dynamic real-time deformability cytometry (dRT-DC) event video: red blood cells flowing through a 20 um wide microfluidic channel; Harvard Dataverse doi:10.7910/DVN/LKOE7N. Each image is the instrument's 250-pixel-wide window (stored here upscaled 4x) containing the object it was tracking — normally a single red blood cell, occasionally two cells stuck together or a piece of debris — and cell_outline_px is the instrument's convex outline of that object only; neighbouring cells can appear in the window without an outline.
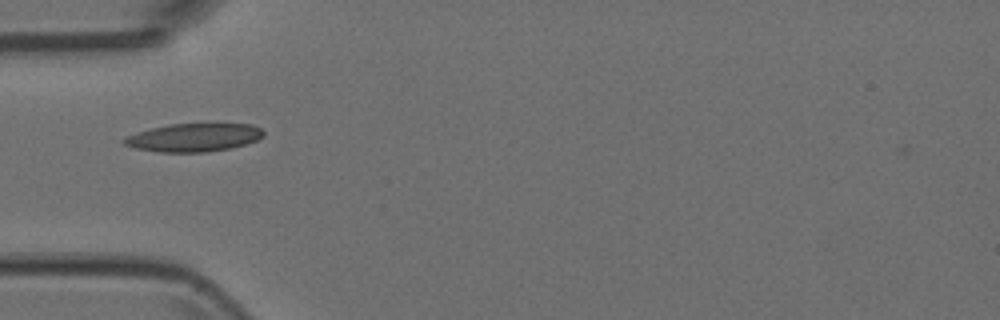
{"species": "Egyptian fruit bat (a non-hibernating species)", "species_latin": "Rousettus aegyptiacus", "temperature_condition": "room temperature", "stored_images_in_passage": 6, "camera_frame_rate_fps": 3000, "um_per_image_px": 0.085, "animal": {"sex": "female"}, "frame": {"image": 1, "passage_image": 6, "time_ms": 1.667, "image_size_px": [1000, 320], "cell_outline_px": [[264, 136], [256, 140], [232, 148], [208, 152], [160, 152], [136, 148], [124, 144], [120, 140], [124, 136], [136, 132], [168, 124], [252, 124], [260, 128], [264, 132]], "centroid_in_image_um": [16.44, 11.69], "position_along_channel_um": 68.6, "area_um2": 22.95}}